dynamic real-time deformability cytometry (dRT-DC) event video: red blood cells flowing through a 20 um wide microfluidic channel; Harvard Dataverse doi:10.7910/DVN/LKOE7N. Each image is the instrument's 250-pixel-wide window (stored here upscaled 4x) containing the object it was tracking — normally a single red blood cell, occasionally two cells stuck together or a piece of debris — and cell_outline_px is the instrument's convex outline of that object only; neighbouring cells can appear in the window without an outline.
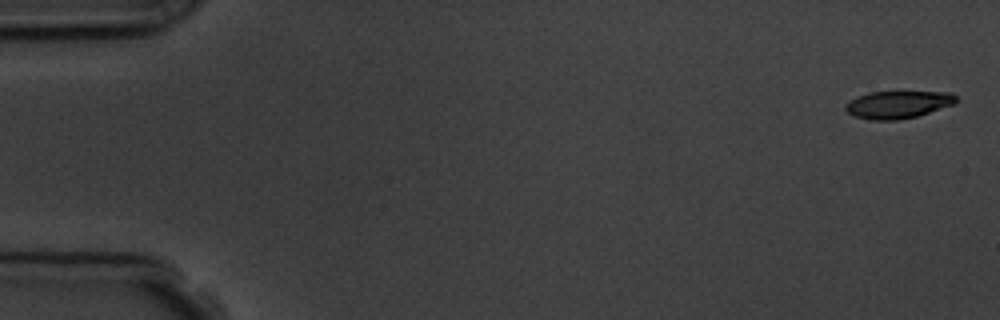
{"species": "common noctule bat (a hibernating species)", "species_latin": "Nyctalus noctula", "temperature_condition": "room temperature", "stored_images_in_passage": 5, "camera_frame_rate_fps": 3000, "um_per_image_px": 0.085, "animal": {"sex": "male", "body_mass_g": 19.5, "forearm_length_mm": 54.6}, "frame": {"image": 1, "passage_image": 1, "time_ms": 0.0, "image_size_px": [1000, 320], "cell_outline_px": [[956, 104], [916, 116], [900, 120], [872, 120], [856, 116], [848, 112], [844, 108], [844, 104], [856, 96], [868, 92], [952, 92], [956, 96]], "centroid_in_image_um": [76.32, 8.88], "position_along_channel_um": 8.7, "area_um2": 17.74}}
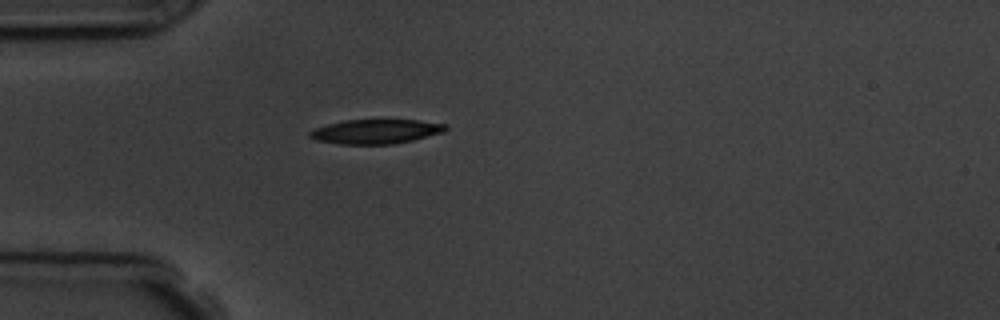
{"frame": {"image": 2, "passage_image": 5, "time_ms": 4.667, "image_size_px": [1000, 320], "cell_outline_px": [[448, 128], [444, 132], [412, 140], [392, 144], [340, 144], [316, 140], [308, 136], [308, 132], [312, 128], [344, 120], [416, 120], [448, 124]], "centroid_in_image_um": [31.92, 11.17], "position_along_channel_um": 53.1, "area_um2": 19.36}}